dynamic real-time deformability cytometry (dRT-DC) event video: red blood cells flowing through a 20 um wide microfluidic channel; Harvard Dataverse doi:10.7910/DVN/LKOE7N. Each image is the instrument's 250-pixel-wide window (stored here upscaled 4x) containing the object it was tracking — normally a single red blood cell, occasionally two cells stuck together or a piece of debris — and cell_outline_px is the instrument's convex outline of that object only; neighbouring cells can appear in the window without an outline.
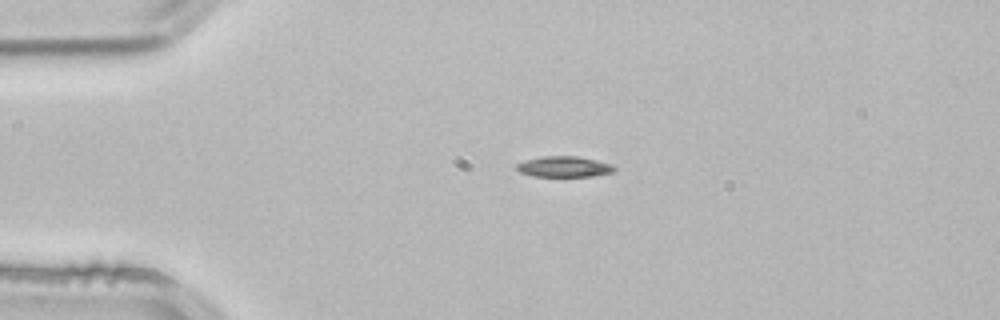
{"species": "common noctule bat (a hibernating species)", "species_latin": "Nyctalus noctula", "temperature_condition": "room temperature", "stored_images_in_passage": 1, "camera_frame_rate_fps": 3000, "um_per_image_px": 0.085, "animal": {"sex": "male", "body_mass_g": 21.5, "forearm_length_mm": 52.0}, "frame": {"image": 1, "passage_image": 1, "time_ms": 0.0, "image_size_px": [1000, 320], "cell_outline_px": [[616, 172], [592, 176], [532, 176], [520, 172], [516, 168], [516, 164], [524, 160], [540, 156], [576, 156], [596, 160], [612, 164], [616, 168]], "centroid_in_image_um": [47.95, 14.16], "position_along_channel_um": 37.0, "area_um2": 11.91}}